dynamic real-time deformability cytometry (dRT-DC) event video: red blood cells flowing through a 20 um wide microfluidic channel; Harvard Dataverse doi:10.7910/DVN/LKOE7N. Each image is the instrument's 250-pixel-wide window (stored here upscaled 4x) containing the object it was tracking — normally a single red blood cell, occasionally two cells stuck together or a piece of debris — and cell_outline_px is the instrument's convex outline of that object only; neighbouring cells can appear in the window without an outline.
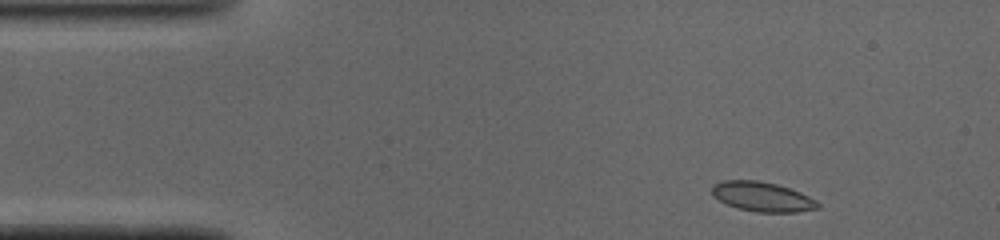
{"species": "common noctule bat (a hibernating species)", "species_latin": "Nyctalus noctula", "temperature_condition": "cold", "stored_images_in_passage": 46, "camera_frame_rate_fps": 3000, "um_per_image_px": 0.085, "animal": {"sex": "male", "body_mass_g": 19.0, "forearm_length_mm": 50.8}, "frame": {"image": 1, "passage_image": 3, "time_ms": 0.667, "image_size_px": [1000, 240], "cell_outline_px": [[820, 208], [796, 212], [756, 212], [736, 208], [712, 196], [712, 184], [724, 180], [760, 180], [776, 184], [800, 192], [816, 200], [820, 204]], "centroid_in_image_um": [64.79, 16.72], "position_along_channel_um": 20.2, "area_um2": 18.32}}
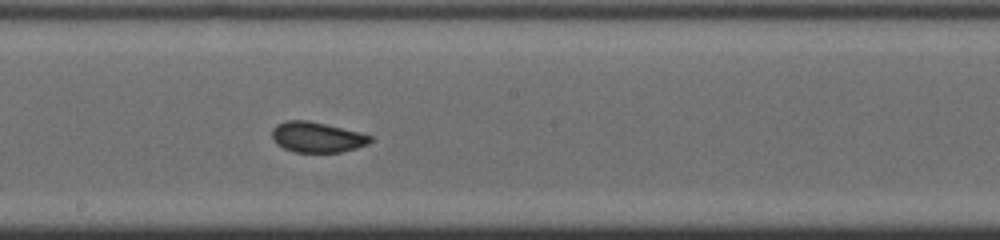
{"frame": {"image": 2, "passage_image": 23, "time_ms": 7.333, "image_size_px": [1000, 240], "cell_outline_px": [[372, 140], [368, 144], [356, 148], [340, 152], [292, 152], [276, 144], [272, 140], [272, 128], [276, 124], [284, 120], [308, 120], [360, 132], [372, 136]], "centroid_in_image_um": [26.91, 11.65], "position_along_channel_um": 221.3, "area_um2": 17.57}}
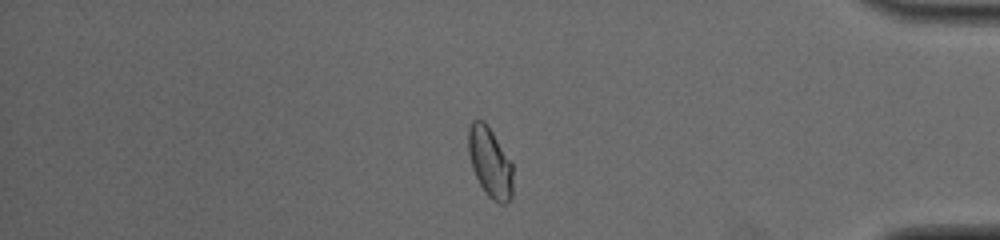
{"frame": {"image": 3, "passage_image": 38, "time_ms": 12.333, "image_size_px": [1000, 240], "cell_outline_px": [[512, 196], [508, 204], [500, 204], [492, 200], [484, 192], [472, 168], [468, 156], [468, 128], [472, 120], [484, 120], [492, 132], [512, 164]], "centroid_in_image_um": [41.63, 13.83], "position_along_channel_um": 393.6, "area_um2": 18.21}, "authors_computed_cell_mechanics": {"area_um2": 17.918, "velocity_mm_per_s": 4.0907, "shape_relaxation_time_tau1_ms": null, "shape_relaxation_time_tau2_ms": 0.6825, "deformation_change_tau1": null, "deformation_change_tau2": 0.0422}}